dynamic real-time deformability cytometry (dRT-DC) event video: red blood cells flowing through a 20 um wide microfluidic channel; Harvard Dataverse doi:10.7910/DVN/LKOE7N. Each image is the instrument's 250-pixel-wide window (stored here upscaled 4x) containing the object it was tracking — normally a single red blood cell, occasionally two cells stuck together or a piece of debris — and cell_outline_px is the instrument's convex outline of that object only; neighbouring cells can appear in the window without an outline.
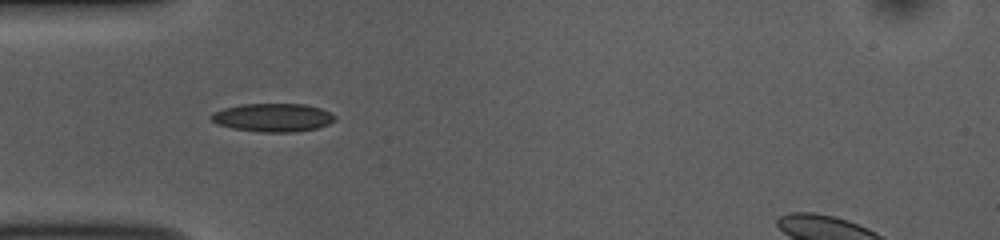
{"species": "common noctule bat (a hibernating species)", "species_latin": "Nyctalus noctula", "temperature_condition": "room temperature", "stored_images_in_passage": 5, "camera_frame_rate_fps": 3000, "um_per_image_px": 0.085, "animal": {"sex": "female", "body_mass_g": 10.0, "forearm_length_mm": 53.1}, "frame": {"image": 1, "passage_image": 1, "time_ms": 0.0, "image_size_px": [1000, 240], "cell_outline_px": [[336, 120], [328, 124], [316, 128], [296, 132], [260, 132], [232, 128], [216, 124], [208, 116], [212, 112], [224, 108], [244, 104], [304, 104], [320, 108], [336, 116]], "centroid_in_image_um": [23.17, 9.99], "position_along_channel_um": 61.8, "area_um2": 20.46}}
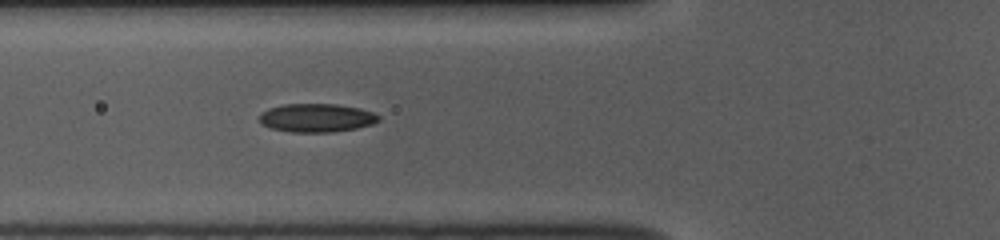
{"frame": {"image": 2, "passage_image": 4, "time_ms": 1.0, "image_size_px": [1000, 240], "cell_outline_px": [[380, 120], [372, 124], [356, 128], [332, 132], [292, 132], [272, 128], [260, 124], [260, 112], [268, 108], [284, 104], [336, 104], [360, 108], [372, 112], [380, 116]], "centroid_in_image_um": [26.9, 10.01], "position_along_channel_um": 98.9, "area_um2": 19.83}}